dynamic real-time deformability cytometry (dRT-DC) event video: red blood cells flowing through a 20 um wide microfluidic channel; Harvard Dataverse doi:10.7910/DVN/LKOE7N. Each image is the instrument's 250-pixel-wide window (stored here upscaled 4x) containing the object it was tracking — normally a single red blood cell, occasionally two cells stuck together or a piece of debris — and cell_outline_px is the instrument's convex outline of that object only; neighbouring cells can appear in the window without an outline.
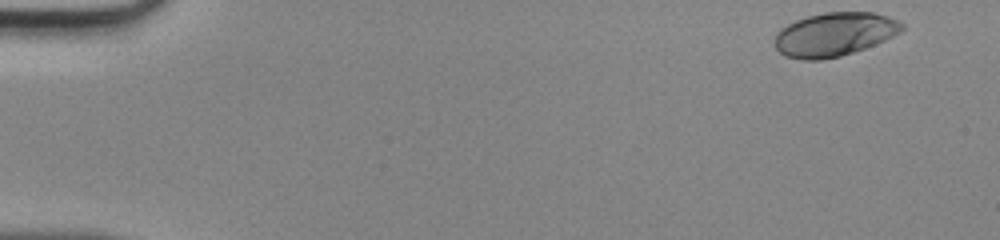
{"species": "human", "species_latin": "Homo sapiens", "temperature_condition": "room temperature", "stored_images_in_passage": 46, "camera_frame_rate_fps": 3000, "um_per_image_px": 0.085, "donor": {"sex": "male"}, "frame": {"image": 1, "passage_image": 1, "time_ms": 0.0, "image_size_px": [1000, 240], "cell_outline_px": [[904, 28], [900, 32], [884, 40], [864, 48], [840, 56], [820, 60], [804, 60], [784, 56], [772, 44], [772, 40], [776, 32], [780, 28], [796, 20], [808, 16], [824, 12], [872, 12], [888, 16], [904, 24]], "centroid_in_image_um": [70.86, 2.92], "position_along_channel_um": 14.1, "area_um2": 32.48}}
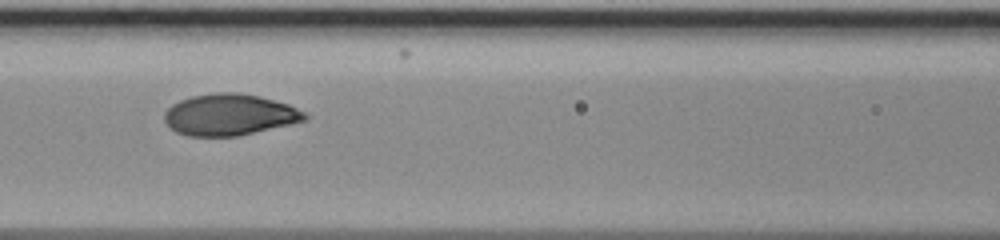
{"frame": {"image": 2, "passage_image": 20, "time_ms": 6.333, "image_size_px": [1000, 240], "cell_outline_px": [[308, 120], [292, 124], [236, 136], [188, 136], [176, 132], [164, 120], [164, 112], [172, 104], [180, 100], [192, 96], [216, 92], [236, 92], [260, 96], [288, 104], [304, 112], [308, 116]], "centroid_in_image_um": [19.51, 9.75], "position_along_channel_um": 147.1, "area_um2": 33.87}}
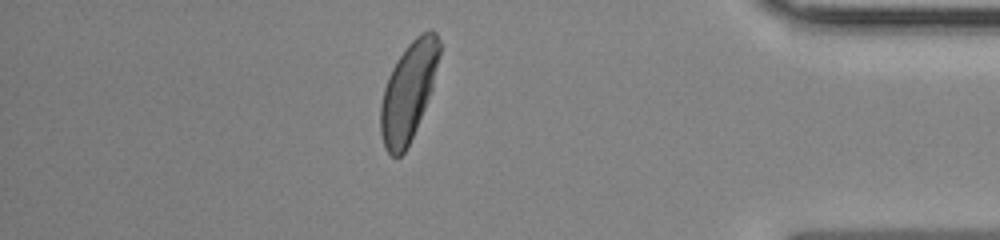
{"frame": {"image": 3, "passage_image": 40, "time_ms": 13.0, "image_size_px": [1000, 240], "cell_outline_px": [[440, 52], [432, 88], [416, 128], [404, 152], [400, 156], [392, 156], [384, 148], [380, 132], [380, 104], [384, 88], [388, 76], [396, 60], [408, 44], [420, 32], [428, 28], [432, 28], [436, 32], [440, 40]], "centroid_in_image_um": [34.71, 7.73], "position_along_channel_um": 400.5, "area_um2": 33.64}}